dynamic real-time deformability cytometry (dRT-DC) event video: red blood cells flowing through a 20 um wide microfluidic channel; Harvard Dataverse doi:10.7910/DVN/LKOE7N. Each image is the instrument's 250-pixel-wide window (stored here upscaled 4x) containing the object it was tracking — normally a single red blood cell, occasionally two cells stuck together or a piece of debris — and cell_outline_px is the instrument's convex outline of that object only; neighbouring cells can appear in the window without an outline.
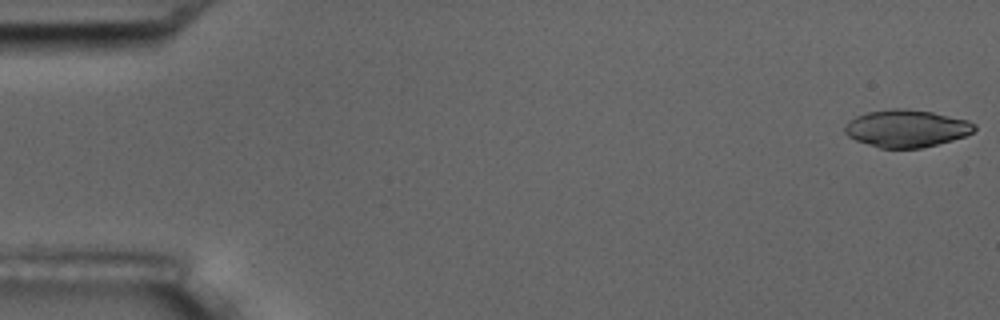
{"species": "common noctule bat (a hibernating species)", "species_latin": "Nyctalus noctula", "temperature_condition": "room temperature", "stored_images_in_passage": 12, "camera_frame_rate_fps": 3000, "um_per_image_px": 0.085, "animal": {"sex": "male", "body_mass_g": 17.5, "forearm_length_mm": 52.3}, "frame": {"image": 1, "passage_image": 1, "time_ms": 0.0, "image_size_px": [1000, 320], "cell_outline_px": [[976, 128], [972, 132], [964, 136], [952, 140], [920, 148], [880, 148], [856, 140], [848, 136], [844, 132], [844, 124], [848, 120], [856, 116], [868, 112], [892, 108], [904, 108], [932, 112], [968, 120], [976, 124]], "centroid_in_image_um": [77.02, 10.91], "position_along_channel_um": 8.0, "area_um2": 28.21}}